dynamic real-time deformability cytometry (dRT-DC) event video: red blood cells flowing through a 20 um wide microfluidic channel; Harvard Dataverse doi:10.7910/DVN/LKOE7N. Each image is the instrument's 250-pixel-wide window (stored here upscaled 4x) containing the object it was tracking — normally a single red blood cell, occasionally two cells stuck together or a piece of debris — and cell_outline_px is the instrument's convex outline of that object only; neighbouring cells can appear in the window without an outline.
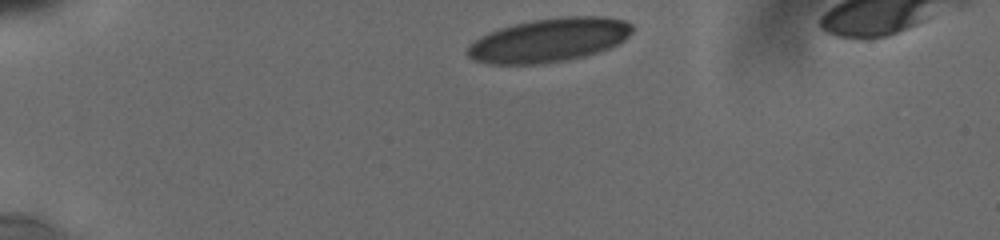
{"species": "human", "species_latin": "Homo sapiens", "temperature_condition": "cold", "stored_images_in_passage": 16, "camera_frame_rate_fps": 3000, "um_per_image_px": 0.085, "donor": {"sex": "male"}, "frame": {"image": 1, "passage_image": 1, "time_ms": 0.0, "image_size_px": [1000, 240], "cell_outline_px": [[632, 32], [620, 44], [584, 56], [564, 60], [536, 64], [488, 64], [472, 60], [464, 52], [468, 44], [480, 36], [488, 32], [500, 28], [532, 20], [560, 16], [604, 16], [624, 20], [632, 24]], "centroid_in_image_um": [46.63, 3.4], "position_along_channel_um": 38.4, "area_um2": 42.25}}
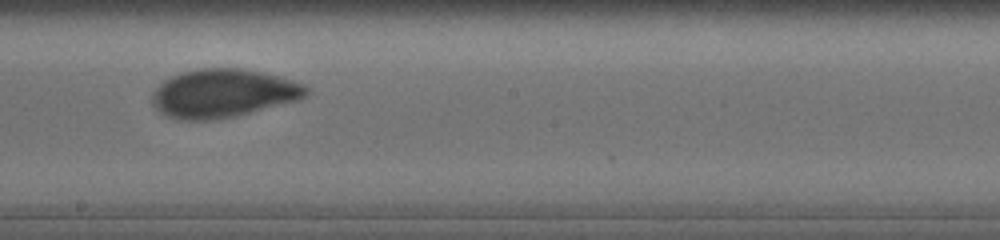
{"frame": {"image": 2, "passage_image": 10, "time_ms": 6.667, "image_size_px": [1000, 240], "cell_outline_px": [[308, 92], [304, 96], [296, 100], [236, 116], [212, 120], [180, 120], [168, 116], [160, 112], [152, 104], [152, 92], [164, 80], [180, 72], [200, 68], [240, 68], [260, 72], [276, 76], [304, 84], [308, 88]], "centroid_in_image_um": [18.91, 7.93], "position_along_channel_um": 229.3, "area_um2": 43.12}}
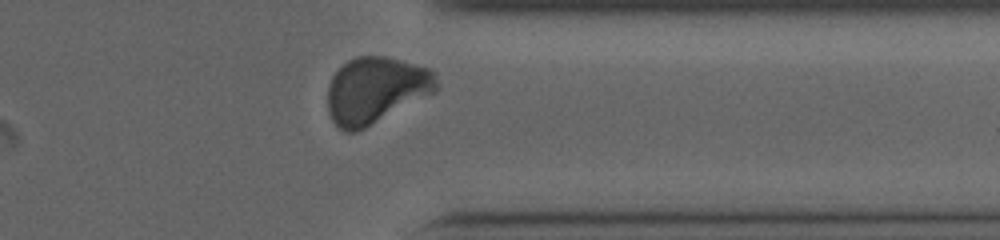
{"frame": {"image": 3, "passage_image": 16, "time_ms": 10.667, "image_size_px": [1000, 240], "cell_outline_px": [[436, 92], [356, 132], [344, 132], [332, 120], [328, 112], [328, 84], [332, 76], [348, 60], [356, 56], [384, 56], [432, 68], [436, 80]], "centroid_in_image_um": [31.93, 7.65], "position_along_channel_um": 379.5, "area_um2": 41.96}, "authors_computed_cell_mechanics": {"area_um2": 43.1188, "velocity_mm_per_s": 3.7997, "shape_relaxation_time_tau1_ms": 7.0078, "shape_relaxation_time_tau2_ms": null, "deformation_change_tau1": 0.1759, "deformation_change_tau2": null}}